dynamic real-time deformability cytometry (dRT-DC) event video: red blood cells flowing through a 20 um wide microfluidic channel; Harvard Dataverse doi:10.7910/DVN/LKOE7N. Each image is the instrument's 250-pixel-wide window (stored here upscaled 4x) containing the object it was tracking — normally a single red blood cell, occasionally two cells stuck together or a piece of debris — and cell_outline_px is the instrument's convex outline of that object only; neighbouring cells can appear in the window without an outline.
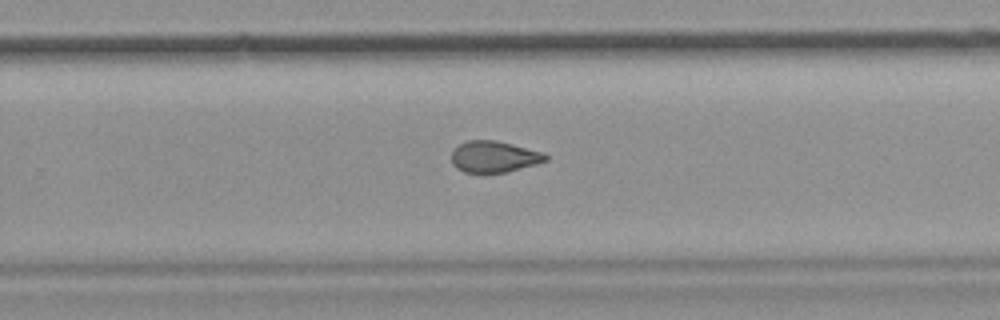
{"species": "common noctule bat (a hibernating species)", "species_latin": "Nyctalus noctula", "temperature_condition": "room temperature", "stored_images_in_passage": 9, "segment_of_instrument_passage": [1, 2], "camera_frame_rate_fps": 3000, "um_per_image_px": 0.085, "animal": {"sex": "female", "body_mass_g": 19.9}, "frame": {"image": 1, "passage_image": 8, "time_ms": 9.0, "image_size_px": [1000, 320], "cell_outline_px": [[548, 160], [536, 164], [508, 172], [464, 172], [456, 168], [452, 164], [452, 148], [468, 140], [496, 140], [544, 152], [548, 156]], "centroid_in_image_um": [41.99, 13.31], "position_along_channel_um": 287.8, "area_um2": 17.28}}